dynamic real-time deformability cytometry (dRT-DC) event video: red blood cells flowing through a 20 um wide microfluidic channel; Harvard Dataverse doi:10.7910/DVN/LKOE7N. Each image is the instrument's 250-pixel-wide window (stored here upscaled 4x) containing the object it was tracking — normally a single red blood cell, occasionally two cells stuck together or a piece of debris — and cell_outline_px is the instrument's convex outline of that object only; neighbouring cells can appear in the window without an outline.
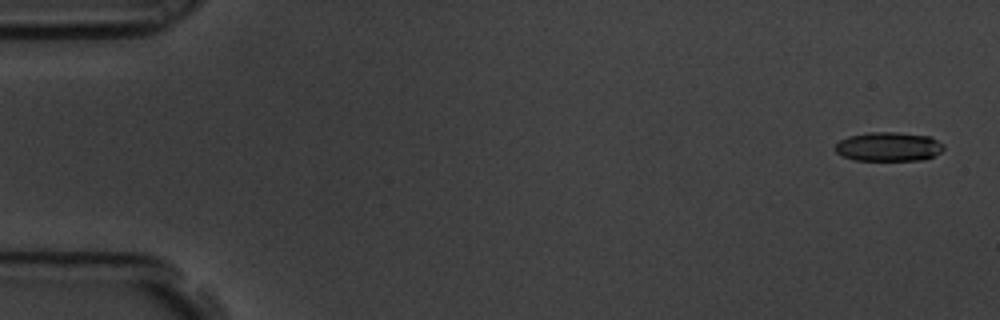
{"species": "common noctule bat (a hibernating species)", "species_latin": "Nyctalus noctula", "temperature_condition": "room temperature", "stored_images_in_passage": 9, "camera_frame_rate_fps": 3000, "um_per_image_px": 0.085, "animal": {"sex": "male", "body_mass_g": 19.5, "forearm_length_mm": 54.6}, "frame": {"image": 1, "passage_image": 1, "time_ms": 0.0, "image_size_px": [1000, 320], "cell_outline_px": [[944, 148], [940, 152], [924, 160], [856, 160], [844, 156], [836, 152], [836, 144], [840, 140], [848, 136], [868, 132], [896, 132], [928, 136], [944, 144]], "centroid_in_image_um": [75.53, 12.46], "position_along_channel_um": 9.5, "area_um2": 18.26}}
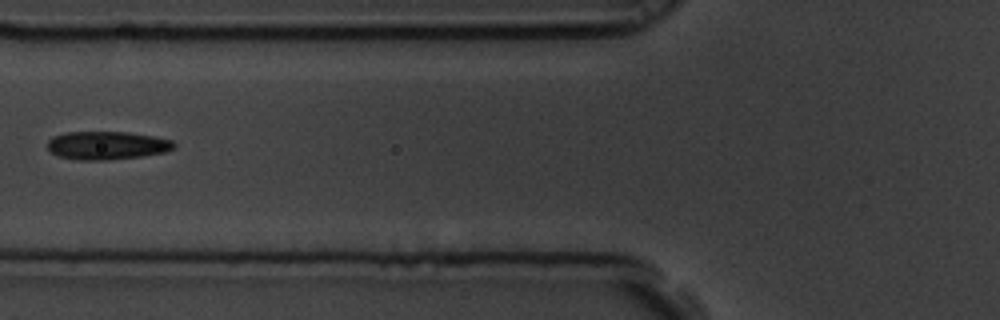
{"frame": {"image": 2, "passage_image": 7, "time_ms": 2.0, "image_size_px": [1000, 320], "cell_outline_px": [[176, 144], [172, 148], [164, 152], [140, 156], [108, 160], [80, 160], [60, 156], [52, 152], [48, 148], [48, 140], [52, 136], [64, 132], [128, 132], [152, 136], [172, 140]], "centroid_in_image_um": [9.06, 12.35], "position_along_channel_um": 116.7, "area_um2": 20.63}}
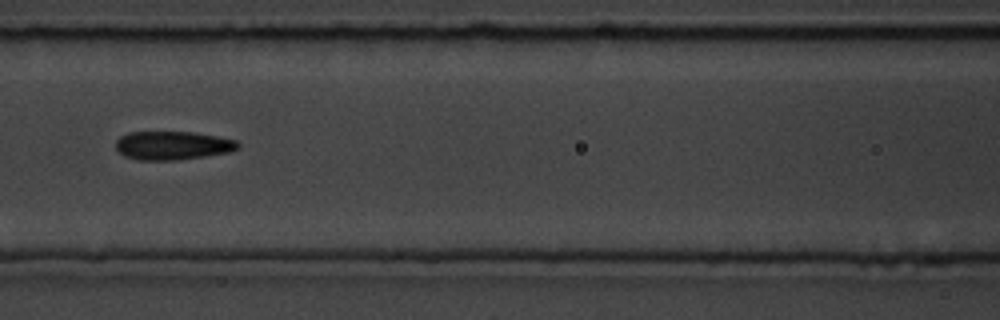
{"frame": {"image": 3, "passage_image": 8, "time_ms": 2.333, "image_size_px": [1000, 320], "cell_outline_px": [[240, 148], [232, 152], [176, 160], [140, 160], [124, 156], [116, 148], [116, 140], [120, 136], [128, 132], [192, 132], [216, 136], [236, 140], [240, 144]], "centroid_in_image_um": [14.69, 12.36], "position_along_channel_um": 151.9, "area_um2": 20.4}}